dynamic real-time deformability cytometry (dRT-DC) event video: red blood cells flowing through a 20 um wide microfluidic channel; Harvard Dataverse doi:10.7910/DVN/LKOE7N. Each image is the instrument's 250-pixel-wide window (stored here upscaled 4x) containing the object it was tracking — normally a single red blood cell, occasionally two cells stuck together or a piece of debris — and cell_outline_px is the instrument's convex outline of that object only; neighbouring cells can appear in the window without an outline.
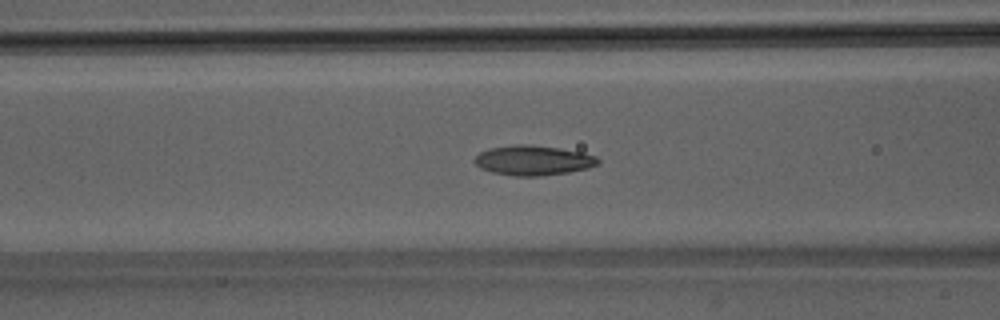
{"species": "Egyptian fruit bat (a non-hibernating species)", "species_latin": "Rousettus aegyptiacus", "temperature_condition": "room temperature", "stored_images_in_passage": 40, "camera_frame_rate_fps": 3000, "um_per_image_px": 0.085, "animal": {"sex": "male"}, "frame": {"image": 1, "passage_image": 10, "time_ms": 3.0, "image_size_px": [1000, 320], "cell_outline_px": [[600, 164], [588, 168], [568, 172], [540, 176], [512, 176], [492, 172], [480, 168], [472, 160], [480, 152], [488, 148], [516, 144], [532, 144], [560, 148], [580, 152], [596, 156], [600, 160]], "centroid_in_image_um": [45.31, 13.62], "position_along_channel_um": 121.3, "area_um2": 21.68}}
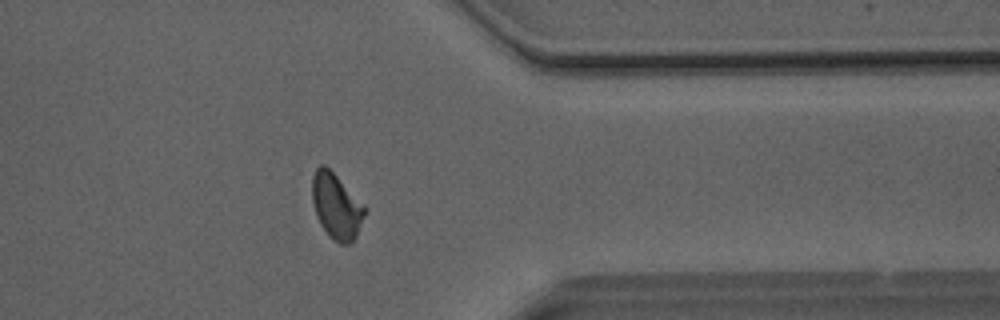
{"frame": {"image": 2, "passage_image": 30, "time_ms": 9.667, "image_size_px": [1000, 320], "cell_outline_px": [[368, 212], [352, 244], [340, 244], [332, 240], [328, 236], [320, 224], [316, 216], [312, 200], [312, 176], [316, 168], [320, 164], [324, 164], [368, 208]], "centroid_in_image_um": [28.61, 17.57], "position_along_channel_um": 382.8, "area_um2": 20.4}}
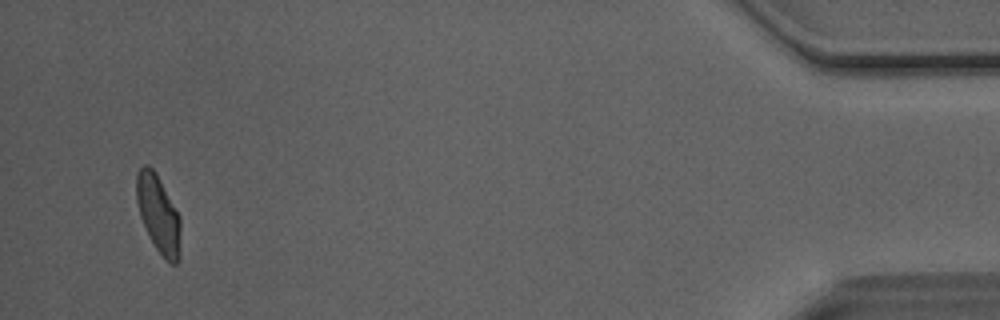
{"frame": {"image": 3, "passage_image": 38, "time_ms": 12.333, "image_size_px": [1000, 320], "cell_outline_px": [[180, 256], [176, 264], [172, 264], [164, 260], [156, 248], [140, 216], [136, 200], [136, 176], [140, 168], [144, 164], [148, 164], [156, 172], [180, 216]], "centroid_in_image_um": [13.47, 18.19], "position_along_channel_um": 421.7, "area_um2": 19.94}, "authors_computed_cell_mechanics": {"area_um2": 20.0277, "velocity_mm_per_s": 4.0744, "shape_relaxation_time_tau1_ms": 4.9677, "shape_relaxation_time_tau2_ms": 1.3829, "deformation_change_tau1": 0.1507, "deformation_change_tau2": 0.0683}}